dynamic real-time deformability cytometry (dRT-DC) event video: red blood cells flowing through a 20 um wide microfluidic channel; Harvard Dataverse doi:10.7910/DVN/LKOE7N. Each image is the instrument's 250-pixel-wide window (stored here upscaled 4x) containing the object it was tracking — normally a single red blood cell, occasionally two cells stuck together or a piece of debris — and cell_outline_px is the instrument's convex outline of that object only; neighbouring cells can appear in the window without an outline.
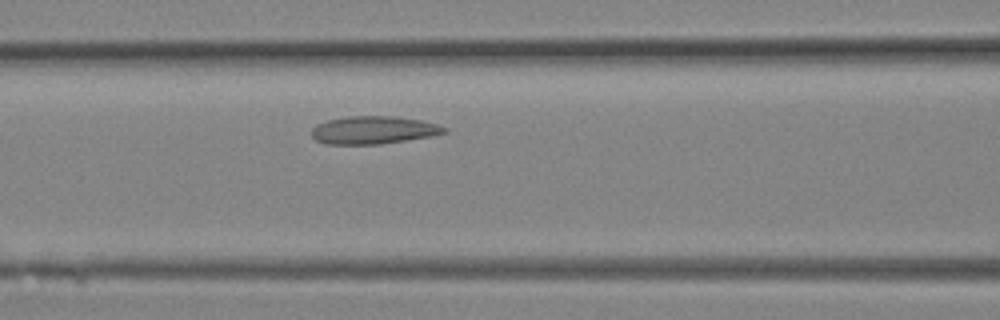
{"species": "Egyptian fruit bat (a non-hibernating species)", "species_latin": "Rousettus aegyptiacus", "temperature_condition": "room temperature", "stored_images_in_passage": 10, "camera_frame_rate_fps": 3000, "um_per_image_px": 0.085, "animal": {"sex": "female"}, "frame": {"image": 1, "passage_image": 5, "time_ms": 1.333, "image_size_px": [1000, 320], "cell_outline_px": [[448, 132], [432, 136], [380, 144], [328, 144], [316, 140], [312, 136], [312, 128], [316, 124], [328, 120], [348, 116], [392, 116], [420, 120], [440, 124], [448, 128]], "centroid_in_image_um": [31.78, 11.05], "position_along_channel_um": 134.8, "area_um2": 21.56}}
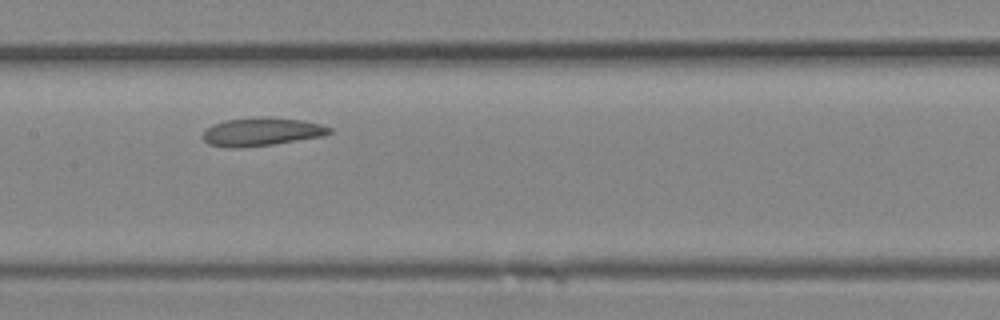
{"frame": {"image": 2, "passage_image": 7, "time_ms": 2.0, "image_size_px": [1000, 320], "cell_outline_px": [[332, 132], [324, 136], [272, 144], [240, 148], [228, 148], [208, 144], [204, 140], [204, 132], [212, 124], [224, 120], [260, 116], [268, 116], [304, 120], [320, 124], [332, 128]], "centroid_in_image_um": [22.25, 11.19], "position_along_channel_um": 185.2, "area_um2": 21.04}}
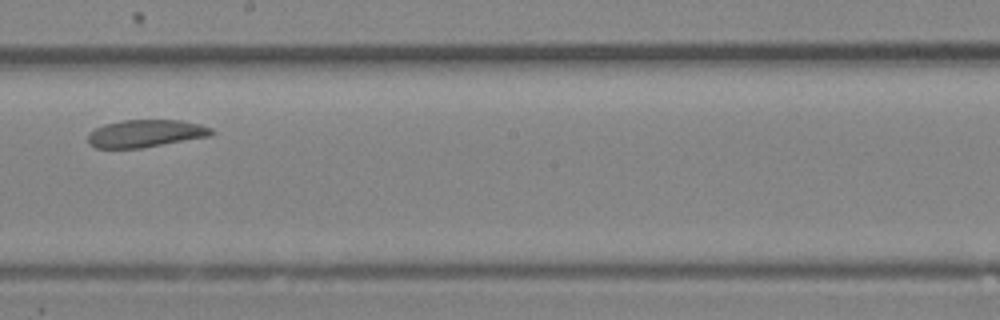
{"frame": {"image": 3, "passage_image": 9, "time_ms": 2.667, "image_size_px": [1000, 320], "cell_outline_px": [[216, 132], [208, 136], [144, 148], [96, 148], [88, 144], [88, 132], [104, 124], [124, 120], [184, 120], [200, 124], [212, 128]], "centroid_in_image_um": [12.37, 11.34], "position_along_channel_um": 235.8, "area_um2": 19.94}}